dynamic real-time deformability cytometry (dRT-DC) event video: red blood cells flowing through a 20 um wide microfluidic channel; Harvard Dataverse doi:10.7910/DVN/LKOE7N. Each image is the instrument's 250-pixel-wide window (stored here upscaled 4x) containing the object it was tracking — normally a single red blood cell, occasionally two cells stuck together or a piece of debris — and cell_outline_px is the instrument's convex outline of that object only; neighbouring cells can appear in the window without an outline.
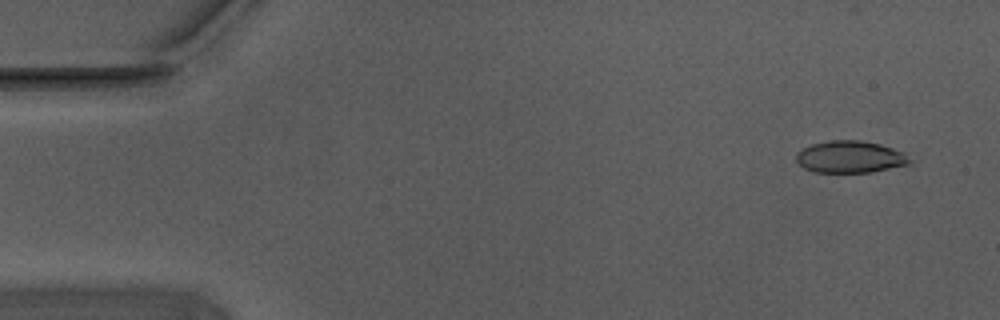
{"species": "Egyptian fruit bat (a non-hibernating species)", "species_latin": "Rousettus aegyptiacus", "temperature_condition": "warm", "stored_images_in_passage": 56, "camera_frame_rate_fps": 3000, "um_per_image_px": 0.085, "animal": {"sex": "male"}, "frame": {"image": 1, "passage_image": 4, "time_ms": 1.0, "image_size_px": [1000, 320], "cell_outline_px": [[912, 160], [908, 164], [872, 172], [816, 172], [804, 168], [796, 160], [796, 156], [804, 148], [812, 144], [832, 140], [860, 140], [880, 144], [904, 152]], "centroid_in_image_um": [72.29, 13.33], "position_along_channel_um": 12.7, "area_um2": 20.92}}
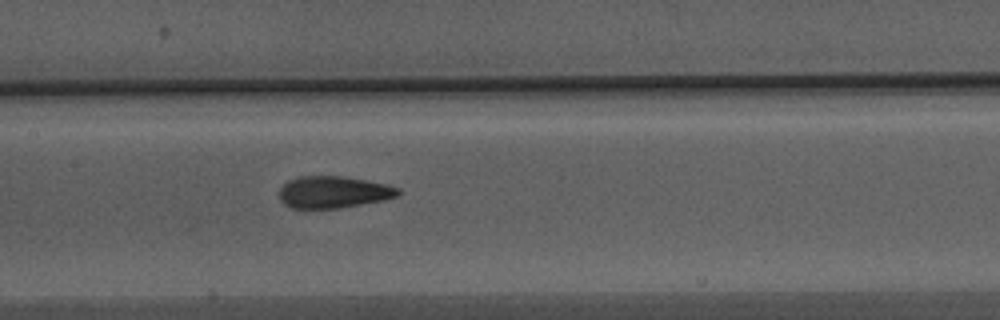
{"frame": {"image": 2, "passage_image": 27, "time_ms": 8.667, "image_size_px": [1000, 320], "cell_outline_px": [[400, 196], [384, 200], [340, 208], [288, 208], [280, 200], [280, 188], [288, 180], [300, 176], [344, 176], [384, 184], [400, 188]], "centroid_in_image_um": [28.34, 16.33], "position_along_channel_um": 179.1, "area_um2": 22.14}}
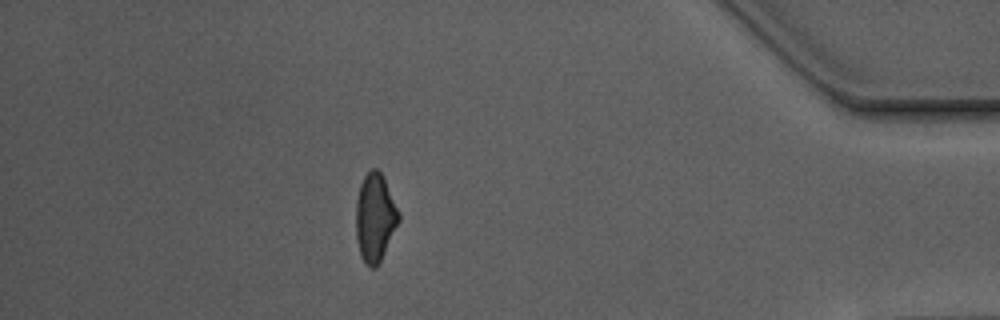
{"frame": {"image": 3, "passage_image": 49, "time_ms": 16.0, "image_size_px": [1000, 320], "cell_outline_px": [[400, 220], [376, 268], [368, 268], [360, 256], [356, 236], [356, 200], [360, 184], [364, 176], [372, 168], [376, 168], [380, 172], [400, 212]], "centroid_in_image_um": [31.86, 18.51], "position_along_channel_um": 403.3, "area_um2": 21.85}, "authors_computed_cell_mechanics": {"area_um2": 21.964, "velocity_mm_per_s": 3.726, "shape_relaxation_time_tau1_ms": 6.3366, "shape_relaxation_time_tau2_ms": 1.5883, "deformation_change_tau1": 0.187, "deformation_change_tau2": 0.0776}}